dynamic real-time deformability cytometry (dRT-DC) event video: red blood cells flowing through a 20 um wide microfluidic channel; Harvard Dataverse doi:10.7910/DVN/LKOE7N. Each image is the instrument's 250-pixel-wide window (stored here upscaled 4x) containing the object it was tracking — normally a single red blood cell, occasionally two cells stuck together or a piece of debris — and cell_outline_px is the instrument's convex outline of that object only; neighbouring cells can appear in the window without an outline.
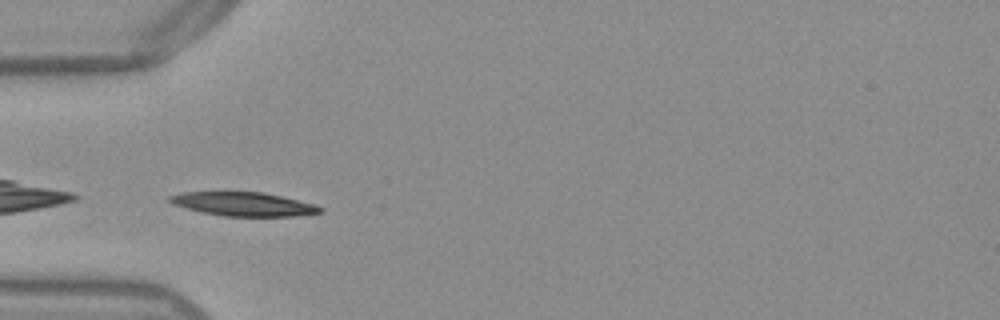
{"species": "Egyptian fruit bat (a non-hibernating species)", "species_latin": "Rousettus aegyptiacus", "temperature_condition": "warm", "stored_images_in_passage": 37, "camera_frame_rate_fps": 3000, "um_per_image_px": 0.085, "frame": {"image": 1, "passage_image": 1, "time_ms": 0.0, "image_size_px": [1000, 320], "cell_outline_px": [[324, 212], [296, 216], [224, 216], [200, 212], [172, 204], [168, 200], [168, 196], [184, 192], [264, 192], [316, 204], [324, 208]], "centroid_in_image_um": [20.73, 17.35], "position_along_channel_um": 64.3, "area_um2": 20.98}}
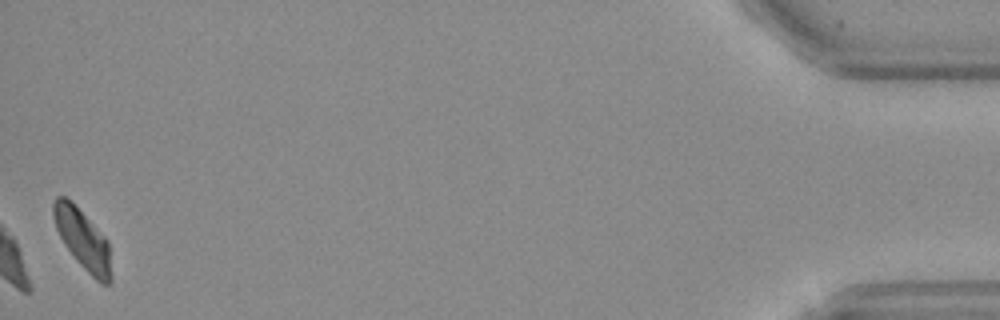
{"frame": {"image": 2, "passage_image": 37, "time_ms": 12.0, "image_size_px": [1000, 320], "cell_outline_px": [[112, 280], [108, 284], [100, 284], [76, 260], [64, 244], [56, 228], [52, 216], [52, 204], [56, 196], [64, 196], [72, 200], [108, 240], [112, 276]], "centroid_in_image_um": [7.03, 20.32], "position_along_channel_um": 428.2, "area_um2": 20.4}, "authors_computed_cell_mechanics": {"area_um2": 20.9814, "velocity_mm_per_s": 3.8004, "shape_relaxation_time_tau1_ms": 5.6095, "shape_relaxation_time_tau2_ms": null, "deformation_change_tau1": 0.1447, "deformation_change_tau2": null}}